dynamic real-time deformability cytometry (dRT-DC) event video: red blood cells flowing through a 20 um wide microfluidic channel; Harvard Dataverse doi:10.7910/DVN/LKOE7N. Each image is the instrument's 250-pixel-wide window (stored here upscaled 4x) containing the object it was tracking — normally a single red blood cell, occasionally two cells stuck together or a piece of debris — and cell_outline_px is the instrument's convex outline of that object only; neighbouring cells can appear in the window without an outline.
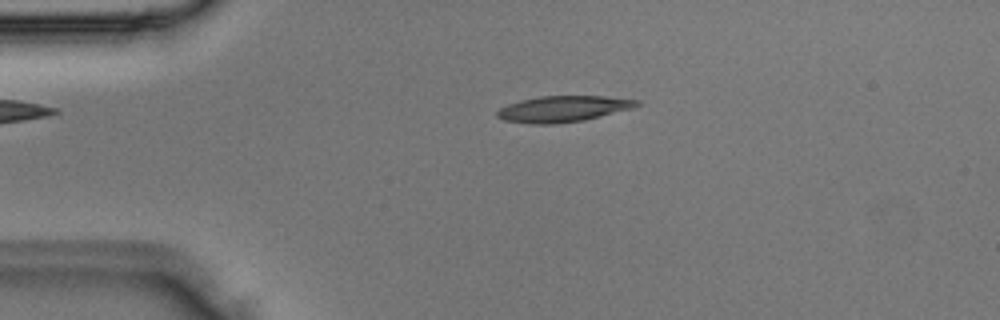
{"species": "Egyptian fruit bat (a non-hibernating species)", "species_latin": "Rousettus aegyptiacus", "temperature_condition": "room temperature", "stored_images_in_passage": 2, "camera_frame_rate_fps": 3000, "um_per_image_px": 0.085, "animal": {"sex": "male"}, "frame": {"image": 1, "passage_image": 1, "time_ms": 0.0, "image_size_px": [1000, 320], "cell_outline_px": [[644, 104], [632, 108], [584, 120], [556, 124], [532, 124], [504, 120], [496, 116], [496, 112], [500, 108], [508, 104], [520, 100], [540, 96], [604, 96], [640, 100]], "centroid_in_image_um": [47.88, 9.25], "position_along_channel_um": 37.1, "area_um2": 21.27}}